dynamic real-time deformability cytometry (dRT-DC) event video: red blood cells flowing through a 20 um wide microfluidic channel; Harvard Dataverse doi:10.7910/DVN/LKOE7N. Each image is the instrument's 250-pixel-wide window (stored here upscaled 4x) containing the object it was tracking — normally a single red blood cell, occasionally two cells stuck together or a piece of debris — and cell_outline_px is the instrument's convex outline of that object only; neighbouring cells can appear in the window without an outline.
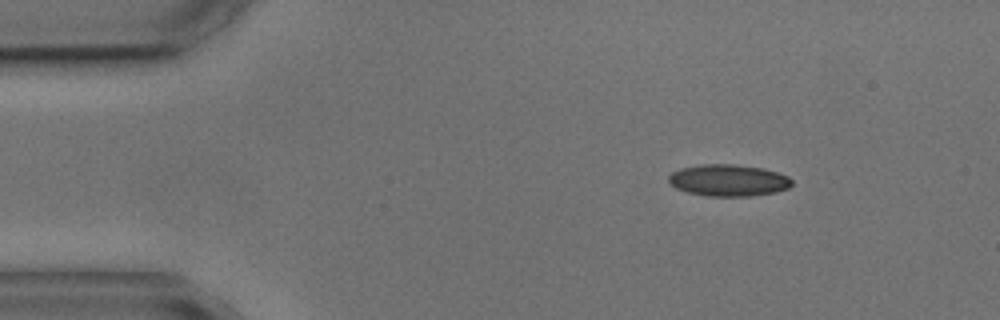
{"species": "common noctule bat (a hibernating species)", "species_latin": "Nyctalus noctula", "temperature_condition": "cold", "stored_images_in_passage": 4, "segment_of_instrument_passage": [1, 2], "camera_frame_rate_fps": 3000, "um_per_image_px": 0.085, "animal": {"sex": "male", "body_mass_g": 17.9, "forearm_length_mm": 54.2}, "frame": {"image": 1, "passage_image": 1, "time_ms": 0.0, "image_size_px": [1000, 320], "cell_outline_px": [[792, 184], [788, 188], [776, 192], [752, 196], [708, 196], [688, 192], [676, 188], [668, 184], [668, 176], [672, 172], [680, 168], [700, 164], [736, 164], [764, 168], [788, 176], [792, 180]], "centroid_in_image_um": [61.9, 15.32], "position_along_channel_um": 23.1, "area_um2": 23.0}}